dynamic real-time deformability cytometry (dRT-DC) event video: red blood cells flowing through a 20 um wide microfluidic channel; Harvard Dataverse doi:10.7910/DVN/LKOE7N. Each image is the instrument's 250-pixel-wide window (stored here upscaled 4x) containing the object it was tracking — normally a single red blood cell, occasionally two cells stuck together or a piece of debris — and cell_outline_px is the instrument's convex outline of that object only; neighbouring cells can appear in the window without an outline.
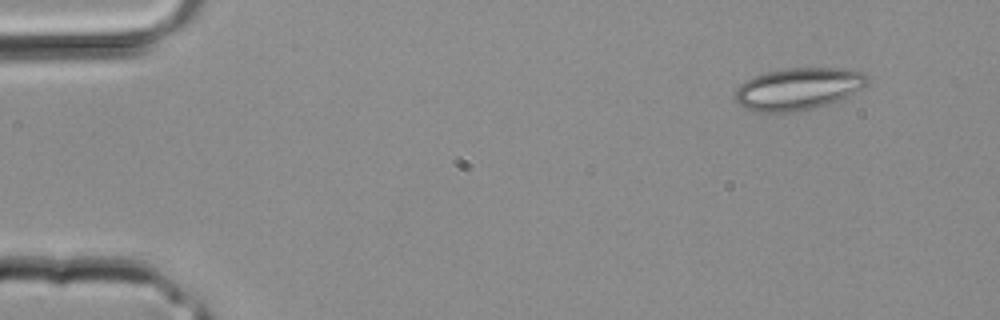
{"species": "common noctule bat (a hibernating species)", "species_latin": "Nyctalus noctula", "temperature_condition": "room temperature", "stored_images_in_passage": 4, "camera_frame_rate_fps": 3000, "um_per_image_px": 0.085, "animal": {"sex": "male", "body_mass_g": 20.4}, "frame": {"image": 1, "passage_image": 1, "time_ms": 0.0, "image_size_px": [1000, 320], "cell_outline_px": [[872, 80], [864, 88], [840, 100], [812, 108], [788, 112], [756, 112], [744, 108], [736, 100], [736, 88], [744, 80], [752, 76], [764, 72], [784, 68], [844, 68], [864, 72]], "centroid_in_image_um": [67.88, 7.53], "position_along_channel_um": 17.1, "area_um2": 32.83}}